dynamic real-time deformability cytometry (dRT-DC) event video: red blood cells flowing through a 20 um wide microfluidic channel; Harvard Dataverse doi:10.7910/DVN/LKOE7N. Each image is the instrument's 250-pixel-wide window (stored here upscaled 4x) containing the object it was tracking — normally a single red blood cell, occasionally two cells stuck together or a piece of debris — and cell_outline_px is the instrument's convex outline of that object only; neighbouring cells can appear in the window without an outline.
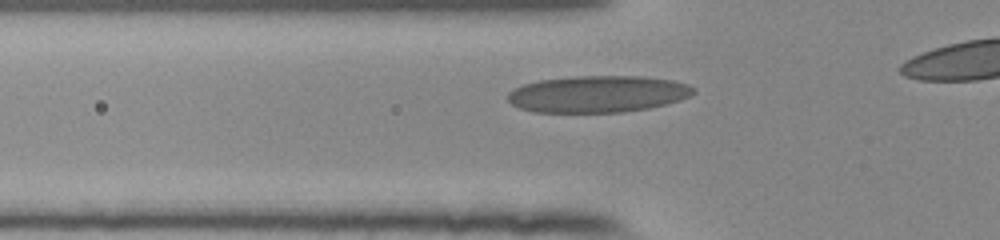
{"species": "human", "species_latin": "Homo sapiens", "temperature_condition": "room temperature", "stored_images_in_passage": 32, "camera_frame_rate_fps": 3000, "um_per_image_px": 0.085, "donor": {"sex": "female"}, "frame": {"image": 1, "passage_image": 6, "time_ms": 1.667, "image_size_px": [1000, 240], "cell_outline_px": [[696, 92], [680, 100], [648, 108], [624, 112], [532, 112], [520, 108], [512, 104], [508, 100], [508, 92], [524, 84], [540, 80], [576, 76], [640, 76], [672, 80], [688, 84], [696, 88]], "centroid_in_image_um": [50.82, 7.99], "position_along_channel_um": 75.0, "area_um2": 39.71}}
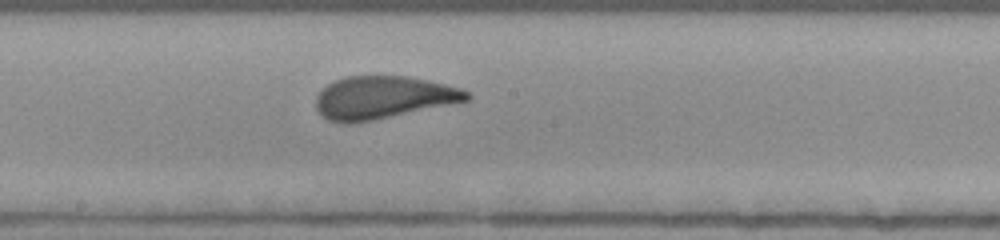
{"frame": {"image": 2, "passage_image": 17, "time_ms": 5.333, "image_size_px": [1000, 240], "cell_outline_px": [[472, 96], [468, 100], [372, 120], [352, 124], [344, 124], [328, 120], [320, 116], [316, 108], [316, 96], [328, 84], [336, 80], [348, 76], [408, 76], [428, 80], [464, 88]], "centroid_in_image_um": [32.54, 8.29], "position_along_channel_um": 215.7, "area_um2": 37.4}}
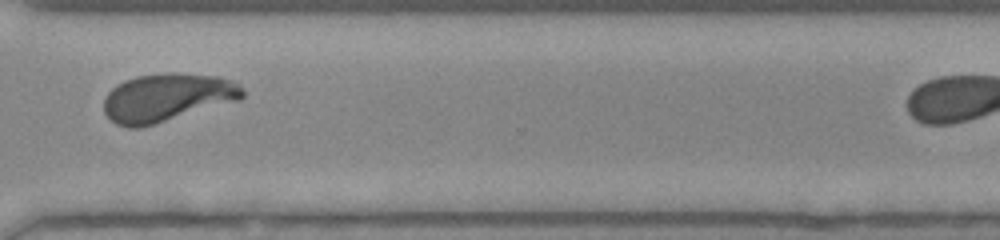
{"frame": {"image": 3, "passage_image": 28, "time_ms": 9.0, "image_size_px": [1000, 240], "cell_outline_px": [[244, 96], [240, 100], [156, 124], [140, 128], [128, 128], [116, 124], [104, 112], [104, 100], [108, 92], [116, 84], [124, 80], [136, 76], [168, 72], [176, 72], [216, 76], [232, 80], [240, 84], [244, 88]], "centroid_in_image_um": [14.22, 8.29], "position_along_channel_um": 356.4, "area_um2": 39.36}}